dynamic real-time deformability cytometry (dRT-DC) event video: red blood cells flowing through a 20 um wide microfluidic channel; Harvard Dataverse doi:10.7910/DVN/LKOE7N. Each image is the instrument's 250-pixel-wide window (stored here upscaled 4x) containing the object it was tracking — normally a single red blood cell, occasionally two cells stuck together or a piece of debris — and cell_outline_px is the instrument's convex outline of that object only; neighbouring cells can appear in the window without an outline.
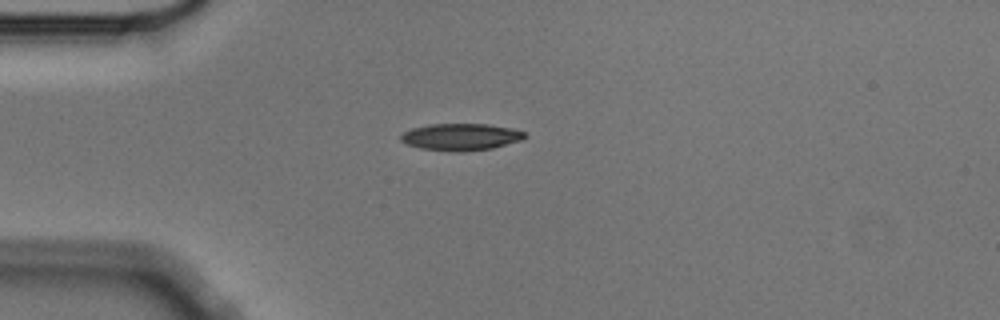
{"species": "Egyptian fruit bat (a non-hibernating species)", "species_latin": "Rousettus aegyptiacus", "temperature_condition": "cold", "stored_images_in_passage": 3, "camera_frame_rate_fps": 3000, "um_per_image_px": 0.085, "animal": {"sex": "male"}, "frame": {"image": 1, "passage_image": 1, "time_ms": 0.0, "image_size_px": [1000, 320], "cell_outline_px": [[528, 136], [524, 140], [492, 148], [464, 152], [452, 152], [420, 148], [408, 144], [400, 140], [400, 136], [404, 132], [412, 128], [428, 124], [488, 124], [512, 128], [524, 132]], "centroid_in_image_um": [39.21, 11.64], "position_along_channel_um": 45.8, "area_um2": 19.65}}
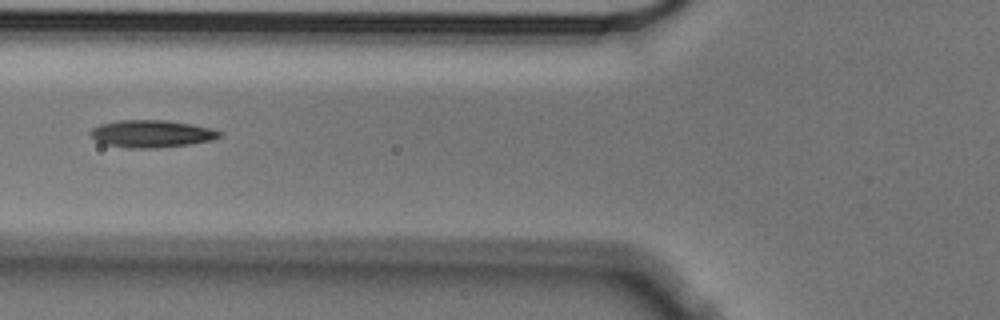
{"frame": {"image": 2, "passage_image": 3, "time_ms": 0.667, "image_size_px": [1000, 320], "cell_outline_px": [[220, 136], [212, 140], [188, 144], [156, 148], [128, 148], [104, 144], [96, 140], [88, 132], [92, 128], [100, 124], [120, 120], [164, 120], [192, 124], [208, 128], [220, 132]], "centroid_in_image_um": [12.83, 11.37], "position_along_channel_um": 113.0, "area_um2": 20.35}}